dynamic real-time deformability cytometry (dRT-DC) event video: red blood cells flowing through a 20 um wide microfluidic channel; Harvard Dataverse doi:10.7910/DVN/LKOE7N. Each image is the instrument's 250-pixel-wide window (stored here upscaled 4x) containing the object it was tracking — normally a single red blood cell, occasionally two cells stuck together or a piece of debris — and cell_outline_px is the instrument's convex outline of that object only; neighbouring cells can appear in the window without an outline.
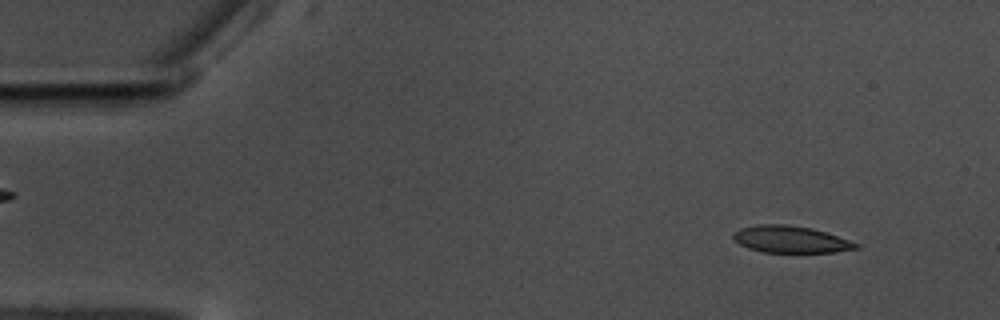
{"species": "common noctule bat (a hibernating species)", "species_latin": "Nyctalus noctula", "temperature_condition": "warm", "stored_images_in_passage": 57, "camera_frame_rate_fps": 3000, "um_per_image_px": 0.085, "animal": {"sex": "male", "body_mass_g": 17.5, "forearm_length_mm": 52.3}, "frame": {"image": 1, "passage_image": 5, "time_ms": 1.333, "image_size_px": [1000, 320], "cell_outline_px": [[860, 248], [836, 252], [764, 252], [748, 248], [740, 244], [732, 236], [732, 232], [740, 228], [760, 224], [788, 224], [812, 228], [860, 244]], "centroid_in_image_um": [67.19, 20.34], "position_along_channel_um": 17.8, "area_um2": 19.13}}
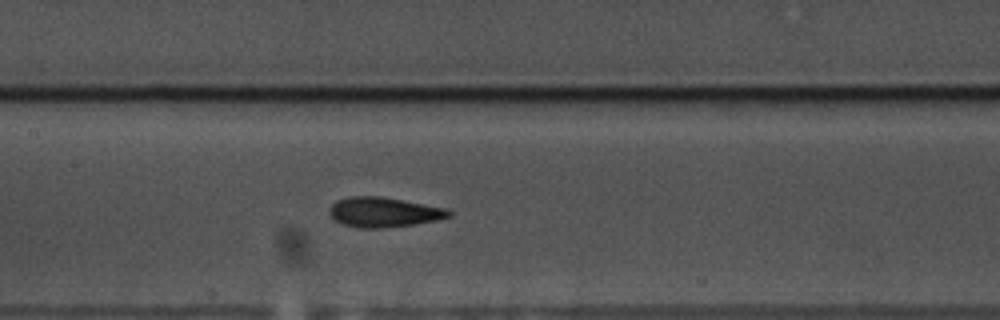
{"frame": {"image": 2, "passage_image": 27, "time_ms": 8.667, "image_size_px": [1000, 320], "cell_outline_px": [[452, 216], [440, 220], [416, 224], [384, 228], [360, 228], [344, 224], [336, 220], [328, 212], [332, 204], [336, 200], [348, 196], [380, 196], [444, 208], [452, 212]], "centroid_in_image_um": [32.63, 18.04], "position_along_channel_um": 174.8, "area_um2": 20.75}}
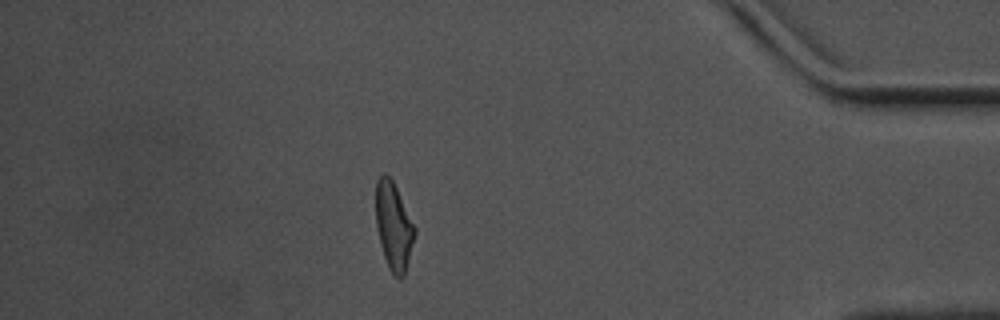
{"frame": {"image": 3, "passage_image": 50, "time_ms": 16.333, "image_size_px": [1000, 320], "cell_outline_px": [[416, 232], [404, 276], [400, 280], [388, 268], [380, 244], [376, 224], [376, 180], [384, 172], [392, 180], [416, 228]], "centroid_in_image_um": [33.45, 19.24], "position_along_channel_um": 401.7, "area_um2": 19.65}, "authors_computed_cell_mechanics": {"area_um2": 20.0566, "velocity_mm_per_s": 3.5089, "shape_relaxation_time_tau1_ms": 6.1656, "shape_relaxation_time_tau2_ms": 2.2302, "deformation_change_tau1": 0.1938, "deformation_change_tau2": 0.0994}}